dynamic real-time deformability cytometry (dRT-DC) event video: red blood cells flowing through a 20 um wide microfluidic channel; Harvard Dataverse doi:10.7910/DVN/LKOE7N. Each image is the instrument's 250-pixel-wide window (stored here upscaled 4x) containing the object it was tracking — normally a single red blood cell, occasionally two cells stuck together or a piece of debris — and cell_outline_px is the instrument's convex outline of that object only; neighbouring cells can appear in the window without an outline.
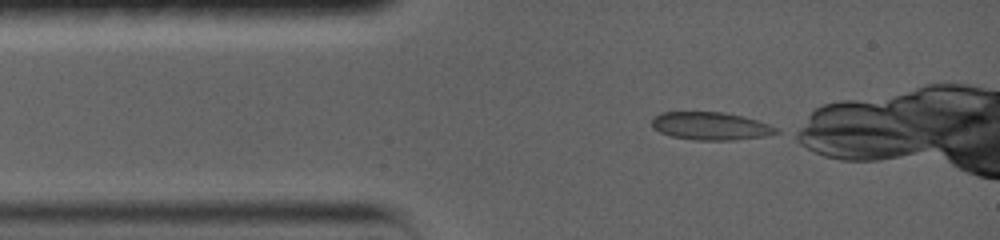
{"species": "common noctule bat (a hibernating species)", "species_latin": "Nyctalus noctula", "temperature_condition": "warm", "stored_images_in_passage": 52, "camera_frame_rate_fps": 5000, "um_per_image_px": 0.085, "animal": {"sex": "female", "body_mass_g": 19.0, "forearm_length_mm": 56.7}, "frame": {"image": 1, "passage_image": 1, "time_ms": 0.0, "image_size_px": [1000, 240], "cell_outline_px": [[780, 132], [768, 136], [736, 140], [692, 140], [672, 136], [660, 132], [652, 124], [652, 120], [656, 116], [664, 112], [720, 112], [740, 116], [756, 120], [768, 124], [776, 128]], "centroid_in_image_um": [60.44, 10.73], "position_along_channel_um": 24.6, "area_um2": 19.94}}
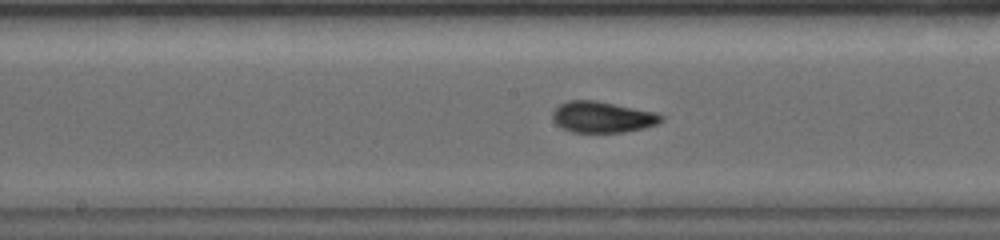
{"frame": {"image": 2, "passage_image": 20, "time_ms": 5.2, "image_size_px": [1000, 240], "cell_outline_px": [[660, 120], [656, 124], [644, 128], [624, 132], [572, 132], [564, 128], [556, 120], [556, 112], [564, 104], [576, 100], [584, 100], [608, 104], [648, 112], [660, 116]], "centroid_in_image_um": [51.22, 10.0], "position_along_channel_um": 197.0, "area_um2": 17.86}}
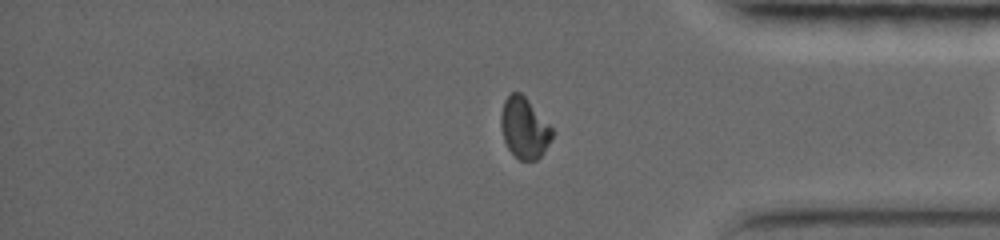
{"frame": {"image": 3, "passage_image": 35, "time_ms": 10.6, "image_size_px": [1000, 240], "cell_outline_px": [[556, 132], [544, 152], [536, 160], [520, 160], [508, 148], [504, 140], [500, 124], [500, 116], [504, 100], [512, 92], [520, 92], [528, 100]], "centroid_in_image_um": [44.58, 10.88], "position_along_channel_um": 390.6, "area_um2": 18.15}}